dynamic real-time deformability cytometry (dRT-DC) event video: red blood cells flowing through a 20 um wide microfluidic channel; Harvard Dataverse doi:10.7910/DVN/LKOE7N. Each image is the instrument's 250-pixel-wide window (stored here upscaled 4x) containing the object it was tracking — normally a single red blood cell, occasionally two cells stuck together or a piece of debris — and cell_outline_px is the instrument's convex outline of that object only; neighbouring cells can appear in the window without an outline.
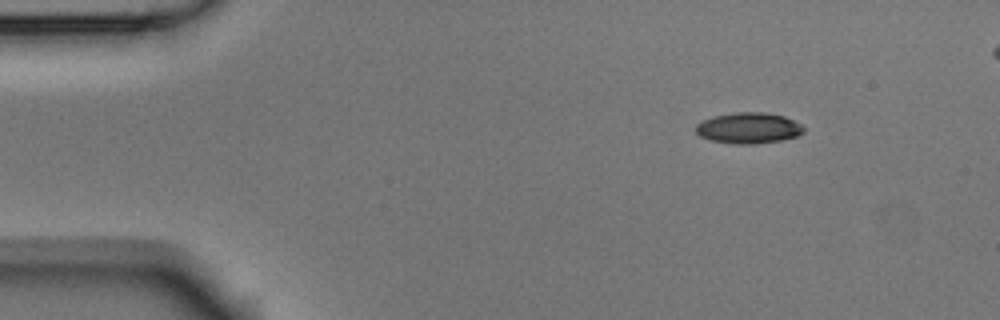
{"species": "Egyptian fruit bat (a non-hibernating species)", "species_latin": "Rousettus aegyptiacus", "temperature_condition": "room temperature", "stored_images_in_passage": 6, "camera_frame_rate_fps": 3000, "um_per_image_px": 0.085, "animal": {"sex": "male"}, "frame": {"image": 1, "passage_image": 1, "time_ms": 0.0, "image_size_px": [1000, 320], "cell_outline_px": [[804, 132], [796, 136], [780, 140], [756, 144], [736, 144], [708, 140], [700, 136], [696, 132], [696, 124], [700, 120], [712, 116], [736, 112], [764, 112], [784, 116], [800, 124], [804, 128]], "centroid_in_image_um": [63.58, 10.88], "position_along_channel_um": 21.4, "area_um2": 19.54}}
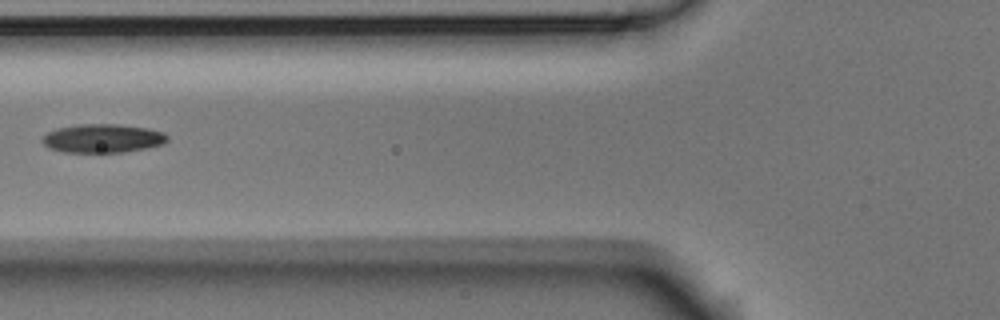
{"frame": {"image": 2, "passage_image": 5, "time_ms": 1.333, "image_size_px": [1000, 320], "cell_outline_px": [[168, 140], [164, 144], [124, 152], [64, 152], [48, 148], [40, 140], [48, 132], [56, 128], [76, 124], [116, 124], [148, 128], [164, 132], [168, 136]], "centroid_in_image_um": [8.72, 11.75], "position_along_channel_um": 117.1, "area_um2": 20.98}}
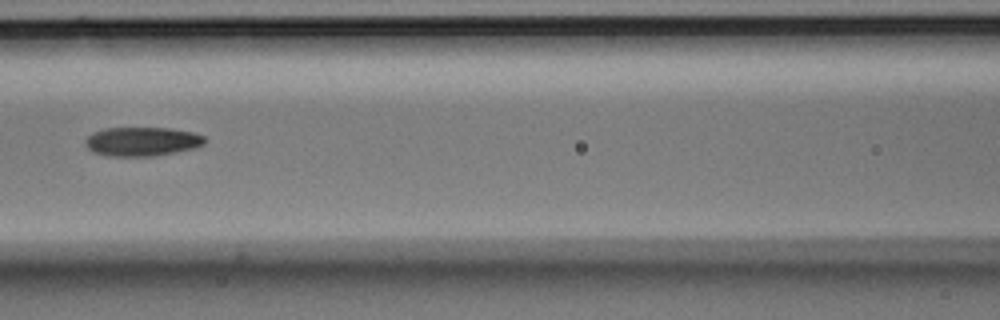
{"frame": {"image": 3, "passage_image": 6, "time_ms": 1.667, "image_size_px": [1000, 320], "cell_outline_px": [[204, 144], [192, 148], [152, 156], [108, 156], [92, 152], [84, 144], [84, 140], [92, 132], [104, 128], [168, 128], [192, 132], [204, 136]], "centroid_in_image_um": [11.99, 12.02], "position_along_channel_um": 154.6, "area_um2": 20.06}}